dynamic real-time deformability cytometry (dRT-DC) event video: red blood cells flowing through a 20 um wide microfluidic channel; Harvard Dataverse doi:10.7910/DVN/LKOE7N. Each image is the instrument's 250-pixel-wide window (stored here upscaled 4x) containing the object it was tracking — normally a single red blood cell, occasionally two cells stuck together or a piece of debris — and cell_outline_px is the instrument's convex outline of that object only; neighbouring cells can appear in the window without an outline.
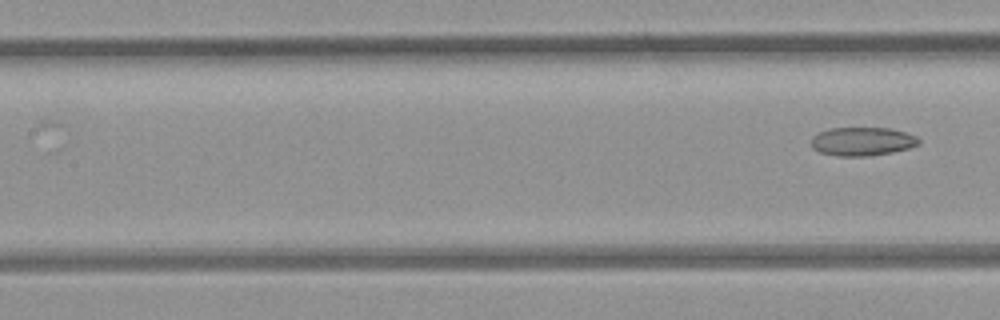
{"species": "common noctule bat (a hibernating species)", "species_latin": "Nyctalus noctula", "temperature_condition": "room temperature", "stored_images_in_passage": 6, "camera_frame_rate_fps": 3000, "um_per_image_px": 0.085, "animal": {"sex": "female", "body_mass_g": 21.9}, "frame": {"image": 1, "passage_image": 6, "time_ms": 1.667, "image_size_px": [1000, 320], "cell_outline_px": [[920, 144], [908, 148], [892, 152], [868, 156], [836, 156], [820, 152], [812, 148], [812, 136], [828, 128], [888, 128], [904, 132], [916, 136], [920, 140]], "centroid_in_image_um": [73.28, 12.02], "position_along_channel_um": 134.1, "area_um2": 17.86}}